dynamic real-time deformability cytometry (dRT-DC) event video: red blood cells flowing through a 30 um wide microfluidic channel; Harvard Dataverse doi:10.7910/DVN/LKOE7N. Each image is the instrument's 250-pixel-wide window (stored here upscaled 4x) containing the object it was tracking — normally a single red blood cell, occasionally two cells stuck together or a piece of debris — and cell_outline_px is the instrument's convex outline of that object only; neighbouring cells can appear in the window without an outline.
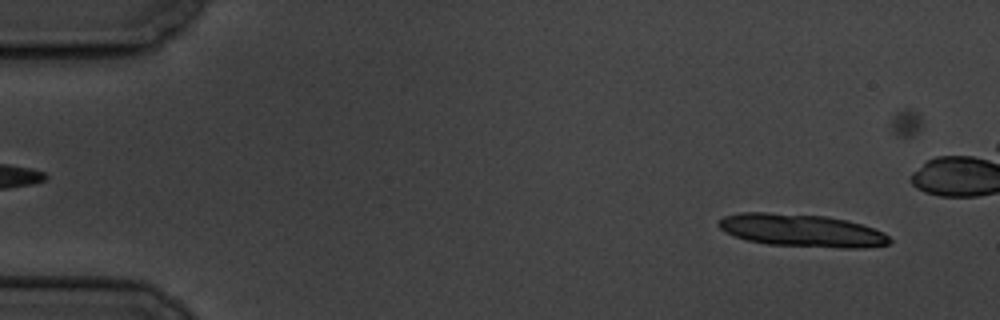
{"species": "common noctule bat (a hibernating species)", "species_latin": "Nyctalus noctula", "temperature_condition": "cold", "stored_images_in_passage": 6, "camera_frame_rate_fps": 3000, "um_per_image_px": 0.085, "animal": {"sex": "male", "body_mass_g": 19.5, "forearm_length_mm": 54.6}, "frame": {"image": 1, "passage_image": 1, "time_ms": 0.0, "image_size_px": [1000, 320], "cell_outline_px": [[892, 240], [888, 244], [864, 248], [840, 248], [768, 244], [748, 240], [724, 232], [716, 224], [724, 216], [740, 212], [768, 212], [824, 216], [848, 220], [884, 232]], "centroid_in_image_um": [68.14, 19.59], "position_along_channel_um": 16.9, "area_um2": 32.54}}